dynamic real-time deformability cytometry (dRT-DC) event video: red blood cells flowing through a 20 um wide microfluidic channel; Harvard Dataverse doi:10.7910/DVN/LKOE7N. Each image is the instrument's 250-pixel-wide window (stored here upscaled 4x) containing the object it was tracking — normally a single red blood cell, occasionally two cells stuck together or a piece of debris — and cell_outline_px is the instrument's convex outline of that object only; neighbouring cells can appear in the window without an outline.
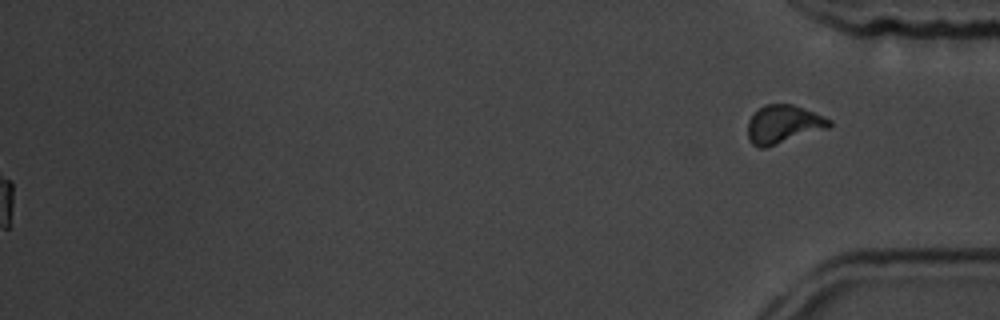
{"species": "common noctule bat (a hibernating species)", "species_latin": "Nyctalus noctula", "temperature_condition": "room temperature", "stored_images_in_passage": 50, "segment_of_instrument_passage": [2, 2], "camera_frame_rate_fps": 3000, "um_per_image_px": 0.085, "animal": {"sex": "male", "body_mass_g": 19.5, "forearm_length_mm": 54.6}, "frame": {"image": 1, "passage_image": 50, "time_ms": 16.333, "image_size_px": [1000, 320], "cell_outline_px": [[832, 124], [828, 128], [764, 148], [760, 148], [752, 144], [748, 140], [748, 120], [764, 104], [792, 104], [824, 116], [832, 120]], "centroid_in_image_um": [66.58, 10.56], "position_along_channel_um": 368.6, "area_um2": 18.03}}